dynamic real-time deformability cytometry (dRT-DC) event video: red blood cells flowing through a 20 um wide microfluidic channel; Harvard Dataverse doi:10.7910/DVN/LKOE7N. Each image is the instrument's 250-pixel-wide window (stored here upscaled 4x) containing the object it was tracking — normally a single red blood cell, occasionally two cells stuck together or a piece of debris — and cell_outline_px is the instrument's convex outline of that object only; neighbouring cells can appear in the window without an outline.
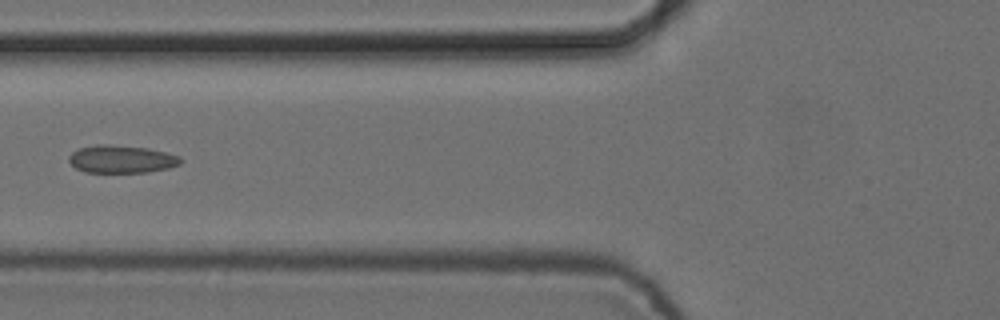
{"species": "common noctule bat (a hibernating species)", "species_latin": "Nyctalus noctula", "temperature_condition": "cold", "stored_images_in_passage": 3, "camera_frame_rate_fps": 3000, "um_per_image_px": 0.085, "animal": {"sex": "female", "body_mass_g": 24.6, "forearm_length_mm": 56.2}, "frame": {"image": 1, "passage_image": 2, "time_ms": 0.333, "image_size_px": [1000, 320], "cell_outline_px": [[184, 160], [180, 164], [168, 168], [148, 172], [84, 172], [76, 168], [68, 160], [68, 156], [76, 148], [96, 144], [104, 144], [148, 148], [180, 156]], "centroid_in_image_um": [10.31, 13.52], "position_along_channel_um": 115.5, "area_um2": 18.15}}
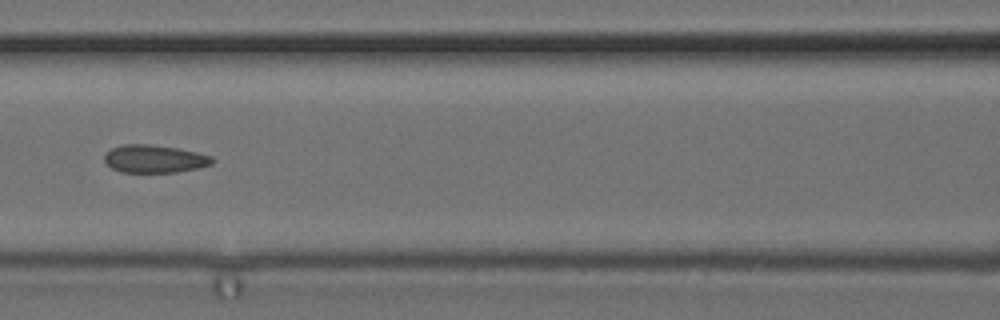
{"frame": {"image": 2, "passage_image": 3, "time_ms": 0.667, "image_size_px": [1000, 320], "cell_outline_px": [[216, 160], [212, 164], [196, 168], [176, 172], [120, 172], [112, 168], [104, 160], [104, 156], [112, 148], [120, 144], [148, 144], [176, 148], [196, 152], [212, 156]], "centroid_in_image_um": [13.13, 13.5], "position_along_channel_um": 153.5, "area_um2": 17.4}}